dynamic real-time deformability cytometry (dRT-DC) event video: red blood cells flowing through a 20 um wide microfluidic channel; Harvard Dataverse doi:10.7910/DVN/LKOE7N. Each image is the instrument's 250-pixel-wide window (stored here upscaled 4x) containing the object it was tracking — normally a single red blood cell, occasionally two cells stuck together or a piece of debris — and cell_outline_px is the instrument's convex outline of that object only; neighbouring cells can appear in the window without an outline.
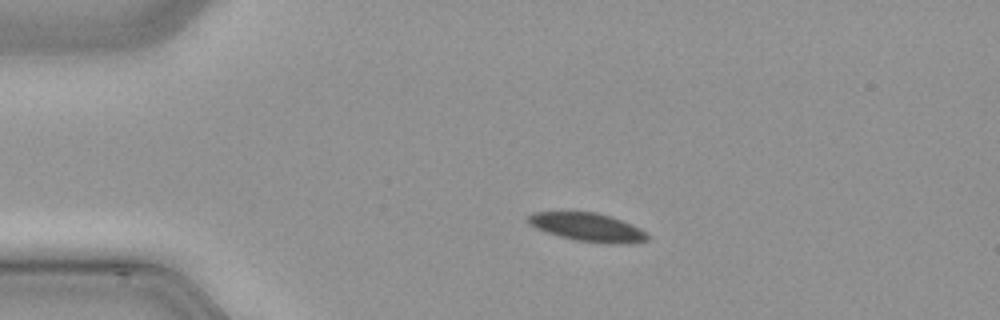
{"species": "common noctule bat (a hibernating species)", "species_latin": "Nyctalus noctula", "temperature_condition": "cold", "stored_images_in_passage": 43, "camera_frame_rate_fps": 3000, "um_per_image_px": 0.085, "animal": {"sex": "male", "body_mass_g": 21.5, "forearm_length_mm": 52.0}, "frame": {"image": 1, "passage_image": 11, "time_ms": 3.333, "image_size_px": [1000, 320], "cell_outline_px": [[648, 240], [628, 244], [604, 244], [572, 240], [536, 228], [528, 224], [524, 220], [532, 212], [596, 212], [620, 220], [640, 228], [648, 236]], "centroid_in_image_um": [49.91, 19.33], "position_along_channel_um": 35.1, "area_um2": 19.83}}
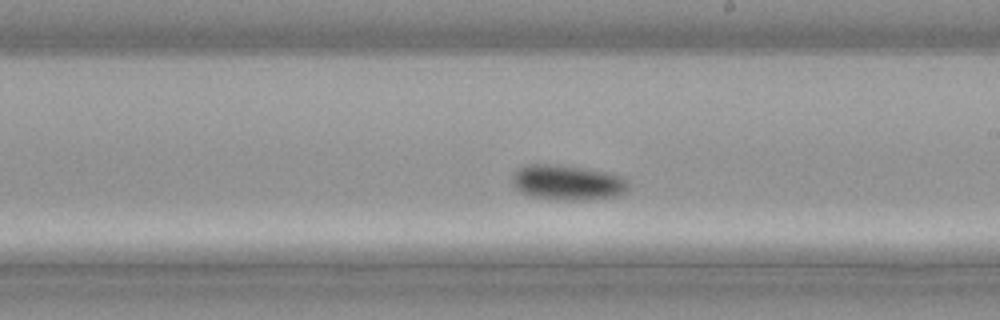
{"frame": {"image": 2, "passage_image": 29, "time_ms": 9.333, "image_size_px": [1000, 320], "cell_outline_px": [[628, 188], [624, 192], [616, 196], [584, 200], [564, 200], [532, 196], [520, 192], [512, 184], [512, 172], [524, 164], [560, 164], [604, 172], [620, 176], [628, 184]], "centroid_in_image_um": [48.16, 15.5], "position_along_channel_um": 240.8, "area_um2": 23.7}}
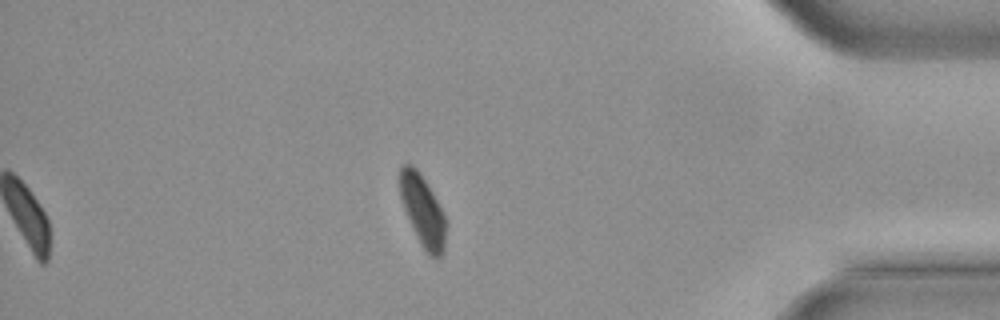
{"frame": {"image": 3, "passage_image": 43, "time_ms": 14.0, "image_size_px": [1000, 320], "cell_outline_px": [[444, 248], [440, 256], [428, 256], [420, 244], [404, 208], [400, 196], [400, 168], [404, 164], [412, 164], [420, 172], [432, 192], [444, 216]], "centroid_in_image_um": [35.9, 17.88], "position_along_channel_um": 399.3, "area_um2": 18.44}}